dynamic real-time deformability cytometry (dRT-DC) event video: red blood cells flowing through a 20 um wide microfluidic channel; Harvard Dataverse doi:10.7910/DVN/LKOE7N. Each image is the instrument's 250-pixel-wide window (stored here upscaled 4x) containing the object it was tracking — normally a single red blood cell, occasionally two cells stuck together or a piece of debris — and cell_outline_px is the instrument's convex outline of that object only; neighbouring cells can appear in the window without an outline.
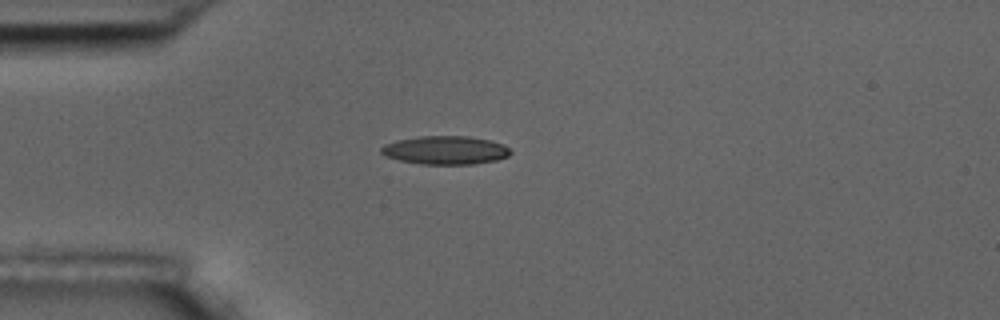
{"species": "common noctule bat (a hibernating species)", "species_latin": "Nyctalus noctula", "temperature_condition": "room temperature", "stored_images_in_passage": 42, "camera_frame_rate_fps": 3000, "um_per_image_px": 0.085, "animal": {"sex": "male", "body_mass_g": 17.5, "forearm_length_mm": 52.3}, "frame": {"image": 1, "passage_image": 1, "time_ms": 0.0, "image_size_px": [1000, 320], "cell_outline_px": [[512, 152], [508, 156], [496, 160], [472, 164], [420, 164], [400, 160], [384, 156], [380, 152], [380, 148], [384, 144], [396, 140], [420, 136], [468, 136], [488, 140], [504, 144]], "centroid_in_image_um": [37.83, 12.76], "position_along_channel_um": 47.2, "area_um2": 21.44}}
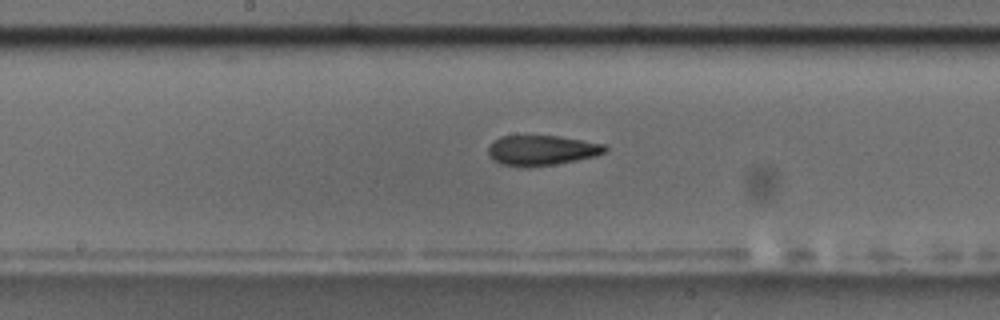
{"frame": {"image": 2, "passage_image": 15, "time_ms": 4.667, "image_size_px": [1000, 320], "cell_outline_px": [[608, 148], [604, 152], [596, 156], [576, 160], [528, 168], [524, 168], [500, 164], [492, 160], [488, 156], [488, 148], [500, 136], [560, 136], [604, 144]], "centroid_in_image_um": [46.02, 12.79], "position_along_channel_um": 202.2, "area_um2": 20.52}}
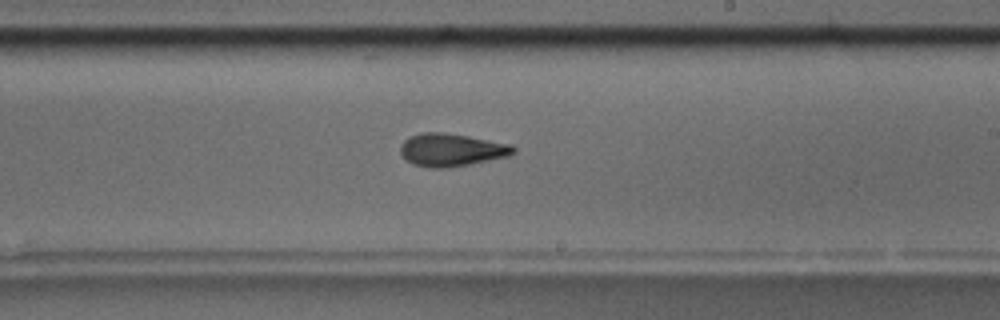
{"frame": {"image": 3, "passage_image": 19, "time_ms": 6.0, "image_size_px": [1000, 320], "cell_outline_px": [[516, 152], [508, 156], [472, 164], [448, 168], [428, 168], [412, 164], [404, 160], [400, 152], [400, 144], [404, 140], [420, 132], [444, 132], [468, 136], [512, 144], [516, 148]], "centroid_in_image_um": [38.36, 12.75], "position_along_channel_um": 250.6, "area_um2": 21.96}, "authors_computed_cell_mechanics": {"area_um2": 21.1837, "velocity_mm_per_s": 3.6489, "shape_relaxation_time_tau1_ms": 6.4463, "shape_relaxation_time_tau2_ms": 5.5003, "deformation_change_tau1": 0.1557, "deformation_change_tau2": 0.1412}}